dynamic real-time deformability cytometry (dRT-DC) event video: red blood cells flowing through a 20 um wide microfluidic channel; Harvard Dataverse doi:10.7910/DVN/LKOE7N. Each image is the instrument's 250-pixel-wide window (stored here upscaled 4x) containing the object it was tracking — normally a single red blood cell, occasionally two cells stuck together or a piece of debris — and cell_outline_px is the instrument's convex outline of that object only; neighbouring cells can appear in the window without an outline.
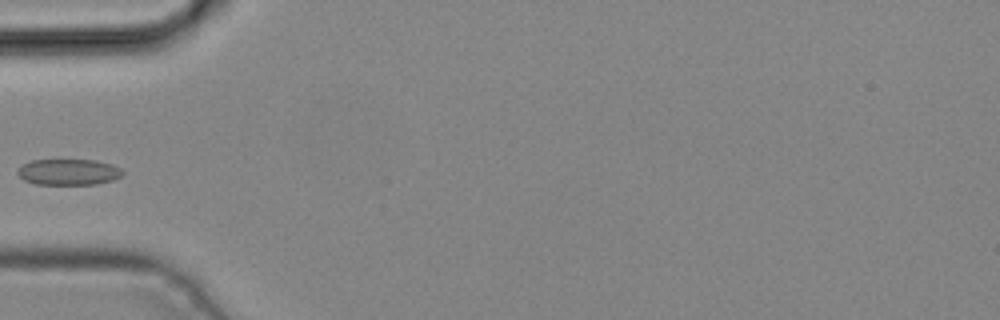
{"species": "common noctule bat (a hibernating species)", "species_latin": "Nyctalus noctula", "temperature_condition": "cold", "stored_images_in_passage": 3, "camera_frame_rate_fps": 3000, "um_per_image_px": 0.085, "animal": {"sex": "male", "body_mass_g": 19.2, "forearm_length_mm": 51.8}, "frame": {"image": 1, "passage_image": 3, "time_ms": 0.667, "image_size_px": [1000, 320], "cell_outline_px": [[124, 172], [120, 176], [112, 180], [96, 184], [36, 184], [24, 180], [16, 172], [24, 164], [32, 160], [96, 160], [112, 164], [120, 168]], "centroid_in_image_um": [5.84, 14.62], "position_along_channel_um": 79.2, "area_um2": 15.78}}